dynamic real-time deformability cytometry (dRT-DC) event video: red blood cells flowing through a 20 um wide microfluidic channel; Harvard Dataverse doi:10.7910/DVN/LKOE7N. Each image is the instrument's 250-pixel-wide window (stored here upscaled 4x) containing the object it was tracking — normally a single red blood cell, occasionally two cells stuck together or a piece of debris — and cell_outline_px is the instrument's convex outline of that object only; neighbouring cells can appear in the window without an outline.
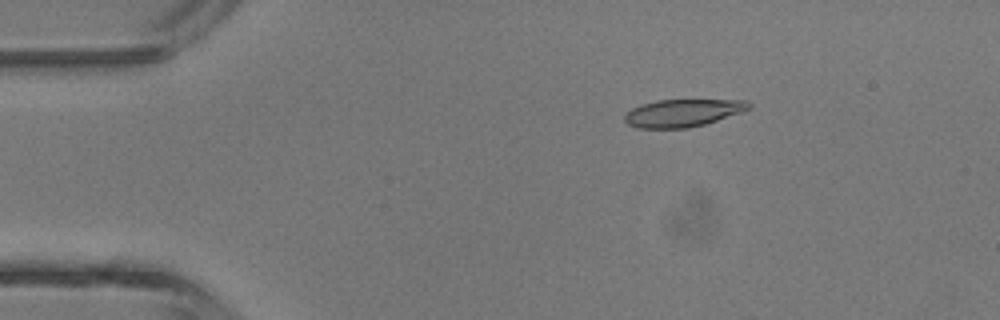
{"species": "common noctule bat (a hibernating species)", "species_latin": "Nyctalus noctula", "temperature_condition": "room temperature", "stored_images_in_passage": 4, "camera_frame_rate_fps": 3000, "um_per_image_px": 0.085, "animal": {"sex": "male", "body_mass_g": 13.3}, "frame": {"image": 1, "passage_image": 2, "time_ms": 1.0, "image_size_px": [1000, 320], "cell_outline_px": [[752, 108], [744, 112], [704, 124], [688, 128], [636, 128], [628, 124], [624, 120], [624, 116], [632, 108], [640, 104], [656, 100], [748, 100], [752, 104]], "centroid_in_image_um": [58.07, 9.59], "position_along_channel_um": 26.9, "area_um2": 20.11}}